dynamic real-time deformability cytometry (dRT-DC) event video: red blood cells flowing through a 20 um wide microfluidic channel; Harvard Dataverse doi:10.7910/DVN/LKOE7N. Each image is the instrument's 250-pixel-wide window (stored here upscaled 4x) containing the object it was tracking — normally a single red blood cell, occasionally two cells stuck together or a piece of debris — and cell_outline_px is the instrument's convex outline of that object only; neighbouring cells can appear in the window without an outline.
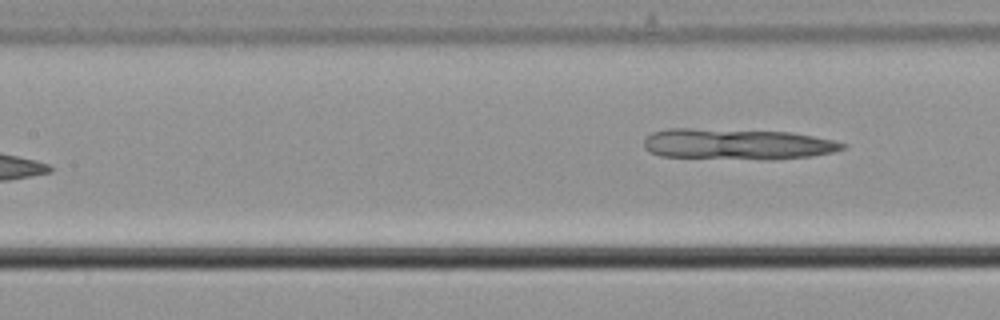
{"species": "common noctule bat (a hibernating species)", "species_latin": "Nyctalus noctula", "temperature_condition": "cold", "stored_images_in_passage": 8, "camera_frame_rate_fps": 3000, "um_per_image_px": 0.085, "animal": {"sex": "male", "body_mass_g": 21.5, "forearm_length_mm": 52.0}, "frame": {"image": 1, "passage_image": 8, "time_ms": 2.333, "image_size_px": [1000, 320], "cell_outline_px": [[848, 144], [844, 148], [832, 152], [812, 156], [776, 160], [764, 160], [660, 156], [644, 148], [644, 140], [652, 132], [668, 128], [688, 128], [792, 132], [832, 140]], "centroid_in_image_um": [62.67, 12.26], "position_along_channel_um": 144.7, "area_um2": 35.95}}